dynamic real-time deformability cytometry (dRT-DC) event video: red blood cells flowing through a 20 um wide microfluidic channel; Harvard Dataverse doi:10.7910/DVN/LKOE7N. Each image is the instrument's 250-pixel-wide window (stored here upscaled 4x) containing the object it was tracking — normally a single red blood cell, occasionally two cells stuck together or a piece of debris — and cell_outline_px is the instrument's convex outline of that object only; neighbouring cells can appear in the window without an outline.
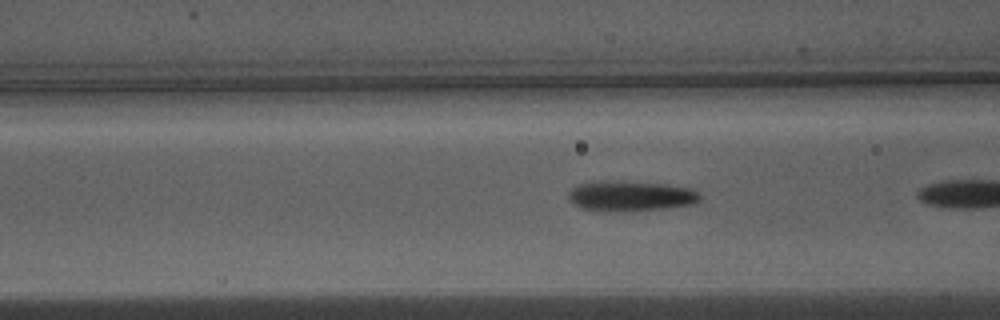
{"species": "Egyptian fruit bat (a non-hibernating species)", "species_latin": "Rousettus aegyptiacus", "temperature_condition": "warm", "stored_images_in_passage": 6, "camera_frame_rate_fps": 3000, "um_per_image_px": 0.085, "animal": {"sex": "male"}, "frame": {"image": 1, "passage_image": 5, "time_ms": 1.333, "image_size_px": [1000, 320], "cell_outline_px": [[700, 200], [696, 204], [668, 208], [632, 212], [600, 212], [580, 208], [572, 204], [568, 200], [568, 192], [572, 188], [580, 184], [592, 180], [624, 180], [668, 184], [692, 188], [700, 192]], "centroid_in_image_um": [53.59, 16.66], "position_along_channel_um": 113.0, "area_um2": 24.51}}